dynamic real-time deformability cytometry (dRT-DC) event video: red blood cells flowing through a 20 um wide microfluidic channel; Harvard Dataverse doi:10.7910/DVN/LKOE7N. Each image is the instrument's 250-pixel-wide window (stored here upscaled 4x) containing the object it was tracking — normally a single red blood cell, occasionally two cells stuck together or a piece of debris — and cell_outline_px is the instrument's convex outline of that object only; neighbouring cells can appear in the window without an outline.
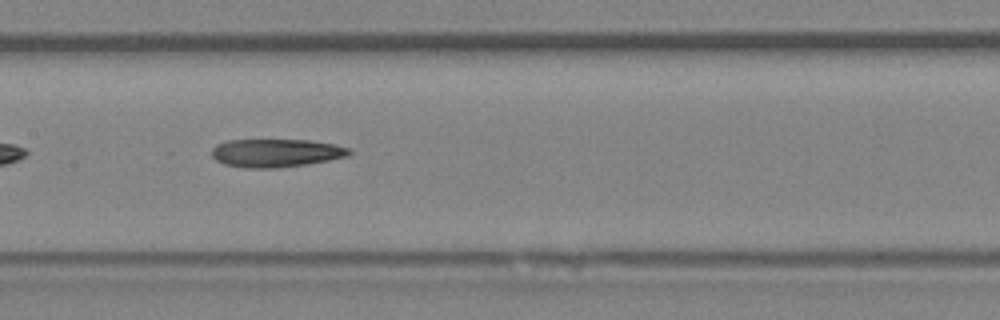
{"species": "Egyptian fruit bat (a non-hibernating species)", "species_latin": "Rousettus aegyptiacus", "temperature_condition": "room temperature", "stored_images_in_passage": 36, "camera_frame_rate_fps": 3000, "um_per_image_px": 0.085, "animal": {"sex": "female"}, "frame": {"image": 1, "passage_image": 11, "time_ms": 3.333, "image_size_px": [1000, 320], "cell_outline_px": [[352, 152], [348, 156], [308, 164], [276, 168], [244, 168], [224, 164], [216, 160], [212, 156], [212, 148], [216, 144], [228, 140], [308, 140], [332, 144], [348, 148]], "centroid_in_image_um": [23.42, 13.01], "position_along_channel_um": 184.0, "area_um2": 22.54}}
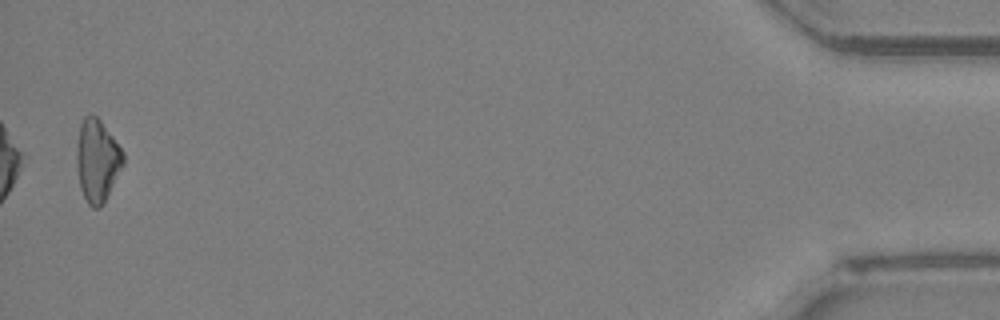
{"frame": {"image": 2, "passage_image": 36, "time_ms": 11.667, "image_size_px": [1000, 320], "cell_outline_px": [[124, 164], [100, 208], [92, 208], [88, 204], [80, 188], [76, 164], [76, 144], [80, 124], [84, 116], [92, 112], [100, 120], [124, 152]], "centroid_in_image_um": [8.24, 13.62], "position_along_channel_um": 427.0, "area_um2": 22.43}}